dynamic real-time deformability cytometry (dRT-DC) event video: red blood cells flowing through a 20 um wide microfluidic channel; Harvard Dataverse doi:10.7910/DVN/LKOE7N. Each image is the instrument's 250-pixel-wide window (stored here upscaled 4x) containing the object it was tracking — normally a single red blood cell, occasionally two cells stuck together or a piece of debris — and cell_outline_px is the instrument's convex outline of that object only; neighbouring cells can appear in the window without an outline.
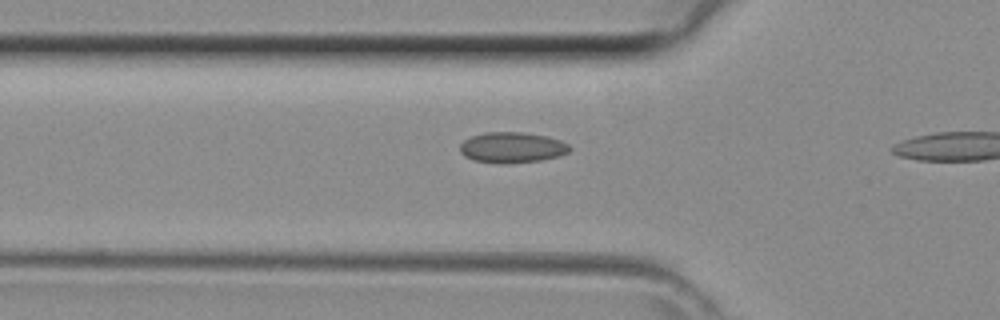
{"species": "common noctule bat (a hibernating species)", "species_latin": "Nyctalus noctula", "temperature_condition": "room temperature", "stored_images_in_passage": 9, "camera_frame_rate_fps": 3000, "um_per_image_px": 0.085, "animal": {"sex": "female", "body_mass_g": 29.2, "forearm_length_mm": 56.3}, "frame": {"image": 1, "passage_image": 8, "time_ms": 2.333, "image_size_px": [1000, 320], "cell_outline_px": [[572, 148], [568, 152], [560, 156], [540, 160], [504, 164], [500, 164], [472, 160], [464, 156], [460, 152], [460, 144], [464, 140], [472, 136], [484, 132], [524, 132], [548, 136], [560, 140], [568, 144]], "centroid_in_image_um": [43.52, 12.54], "position_along_channel_um": 82.3, "area_um2": 19.83}}